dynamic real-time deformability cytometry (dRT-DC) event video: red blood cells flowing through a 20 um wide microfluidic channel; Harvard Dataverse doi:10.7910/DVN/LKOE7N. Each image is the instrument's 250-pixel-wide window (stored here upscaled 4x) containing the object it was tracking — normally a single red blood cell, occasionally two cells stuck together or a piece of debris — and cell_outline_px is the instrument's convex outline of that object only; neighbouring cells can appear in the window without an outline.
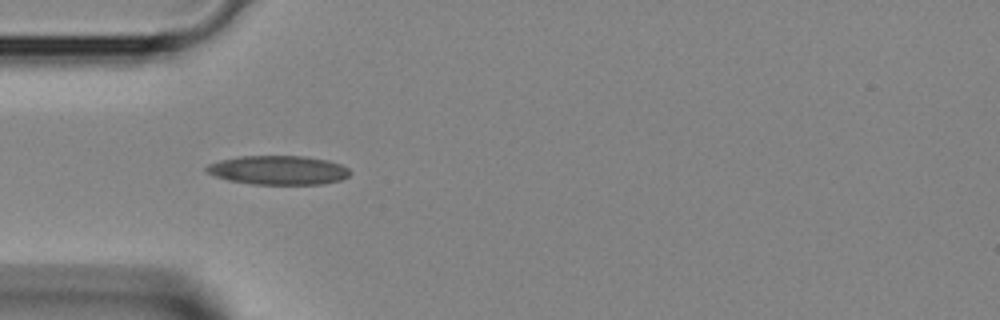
{"species": "Egyptian fruit bat (a non-hibernating species)", "species_latin": "Rousettus aegyptiacus", "temperature_condition": "room temperature", "stored_images_in_passage": 5, "camera_frame_rate_fps": 3000, "um_per_image_px": 0.085, "animal": {"sex": "female"}, "frame": {"image": 1, "passage_image": 4, "time_ms": 1.0, "image_size_px": [1000, 320], "cell_outline_px": [[352, 172], [348, 176], [340, 180], [324, 184], [252, 184], [228, 180], [216, 176], [208, 172], [204, 168], [208, 164], [220, 160], [236, 156], [304, 156], [328, 160], [340, 164], [348, 168]], "centroid_in_image_um": [23.66, 14.46], "position_along_channel_um": 61.3, "area_um2": 24.33}}
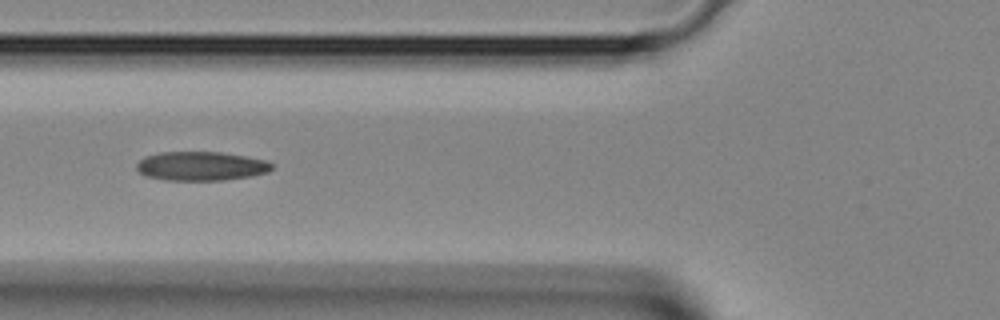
{"frame": {"image": 2, "passage_image": 5, "time_ms": 1.333, "image_size_px": [1000, 320], "cell_outline_px": [[272, 168], [268, 172], [252, 176], [224, 180], [168, 180], [148, 176], [140, 172], [136, 168], [136, 164], [144, 156], [160, 152], [220, 152], [248, 156], [268, 160], [272, 164]], "centroid_in_image_um": [17.12, 14.11], "position_along_channel_um": 108.7, "area_um2": 22.95}}